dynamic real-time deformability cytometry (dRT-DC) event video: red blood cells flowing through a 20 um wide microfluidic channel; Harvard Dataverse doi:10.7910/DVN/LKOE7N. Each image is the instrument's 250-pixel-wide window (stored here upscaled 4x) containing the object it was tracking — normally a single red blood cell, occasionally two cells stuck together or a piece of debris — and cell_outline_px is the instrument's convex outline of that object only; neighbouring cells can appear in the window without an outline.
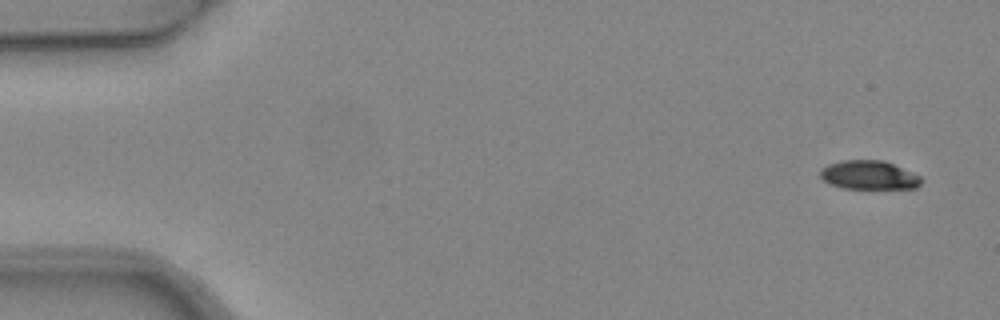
{"species": "common noctule bat (a hibernating species)", "species_latin": "Nyctalus noctula", "temperature_condition": "warm", "stored_images_in_passage": 6, "camera_frame_rate_fps": 3000, "um_per_image_px": 0.085, "animal": {"sex": "female", "body_mass_g": 24.6, "forearm_length_mm": 56.2}, "frame": {"image": 1, "passage_image": 1, "time_ms": 0.0, "image_size_px": [1000, 320], "cell_outline_px": [[924, 180], [916, 188], [840, 188], [828, 184], [820, 176], [820, 168], [828, 164], [844, 160], [884, 160], [920, 176]], "centroid_in_image_um": [73.83, 14.88], "position_along_channel_um": 11.2, "area_um2": 16.99}}
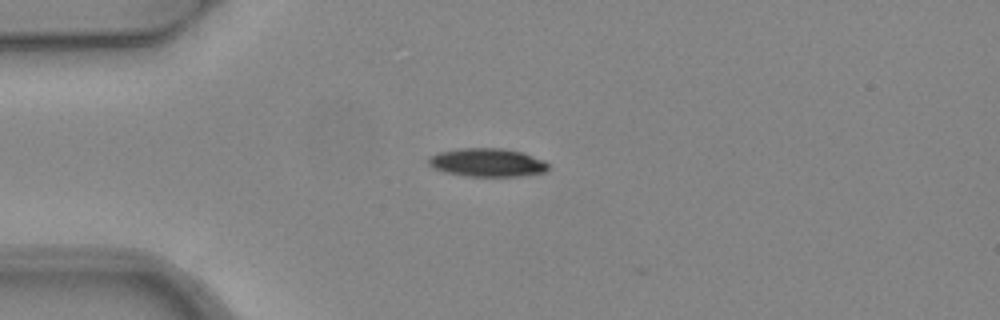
{"frame": {"image": 2, "passage_image": 4, "time_ms": 1.0, "image_size_px": [1000, 320], "cell_outline_px": [[548, 168], [544, 172], [520, 176], [468, 176], [444, 172], [432, 168], [428, 164], [428, 156], [440, 152], [460, 148], [504, 148], [520, 152], [544, 160], [548, 164]], "centroid_in_image_um": [41.38, 13.81], "position_along_channel_um": 43.6, "area_um2": 19.77}}